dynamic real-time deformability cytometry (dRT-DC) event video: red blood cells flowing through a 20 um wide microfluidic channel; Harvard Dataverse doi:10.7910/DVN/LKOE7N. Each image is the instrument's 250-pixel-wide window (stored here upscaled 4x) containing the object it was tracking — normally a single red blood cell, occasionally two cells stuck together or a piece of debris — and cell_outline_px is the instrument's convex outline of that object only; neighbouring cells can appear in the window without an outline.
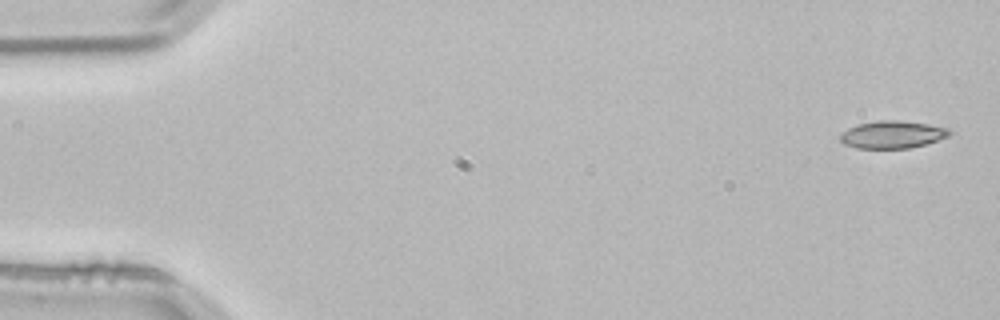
{"species": "common noctule bat (a hibernating species)", "species_latin": "Nyctalus noctula", "temperature_condition": "room temperature", "stored_images_in_passage": 3, "camera_frame_rate_fps": 3000, "um_per_image_px": 0.085, "animal": {"sex": "male", "body_mass_g": 21.5, "forearm_length_mm": 52.0}, "frame": {"image": 1, "passage_image": 1, "time_ms": 0.0, "image_size_px": [1000, 320], "cell_outline_px": [[952, 132], [948, 136], [924, 144], [908, 148], [856, 148], [844, 144], [840, 140], [840, 132], [856, 124], [876, 120], [900, 120], [928, 124], [948, 128]], "centroid_in_image_um": [75.8, 11.42], "position_along_channel_um": 9.2, "area_um2": 17.51}}